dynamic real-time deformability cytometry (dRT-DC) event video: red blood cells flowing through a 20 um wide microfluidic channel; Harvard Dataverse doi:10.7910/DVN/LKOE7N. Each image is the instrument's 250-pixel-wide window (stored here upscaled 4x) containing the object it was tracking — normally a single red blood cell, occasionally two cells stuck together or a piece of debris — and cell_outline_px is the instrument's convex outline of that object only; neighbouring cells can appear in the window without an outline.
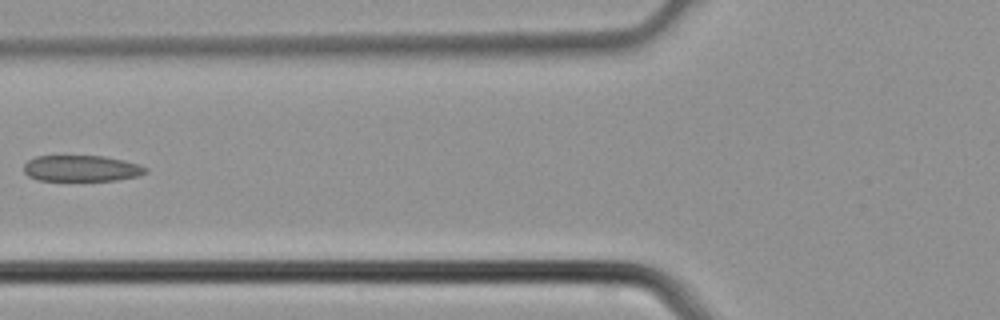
{"species": "common noctule bat (a hibernating species)", "species_latin": "Nyctalus noctula", "temperature_condition": "cold", "stored_images_in_passage": 4, "camera_frame_rate_fps": 3000, "um_per_image_px": 0.085, "animal": {"sex": "male", "body_mass_g": 21.5, "forearm_length_mm": 52.0}, "frame": {"image": 1, "passage_image": 4, "time_ms": 1.0, "image_size_px": [1000, 320], "cell_outline_px": [[148, 172], [136, 176], [116, 180], [36, 180], [28, 176], [24, 172], [24, 164], [28, 160], [36, 156], [104, 156], [124, 160], [148, 168]], "centroid_in_image_um": [6.9, 14.31], "position_along_channel_um": 118.9, "area_um2": 18.44}}